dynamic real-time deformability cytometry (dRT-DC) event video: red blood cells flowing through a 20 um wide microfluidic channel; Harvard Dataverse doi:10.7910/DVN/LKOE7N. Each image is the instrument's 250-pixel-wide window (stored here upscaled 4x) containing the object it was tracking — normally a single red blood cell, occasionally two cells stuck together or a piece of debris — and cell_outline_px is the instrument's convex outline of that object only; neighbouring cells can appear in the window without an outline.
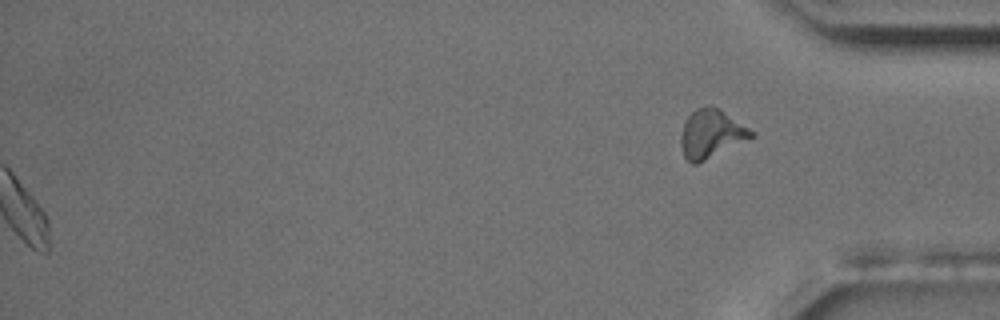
{"species": "common noctule bat (a hibernating species)", "species_latin": "Nyctalus noctula", "temperature_condition": "room temperature", "stored_images_in_passage": 60, "segment_of_instrument_passage": [2, 2], "camera_frame_rate_fps": 3000, "um_per_image_px": 0.085, "animal": {"sex": "male", "body_mass_g": 17.5, "forearm_length_mm": 52.3}, "frame": {"image": 1, "passage_image": 60, "time_ms": 19.667, "image_size_px": [1000, 320], "cell_outline_px": [[756, 136], [696, 164], [692, 164], [684, 156], [680, 144], [680, 136], [684, 124], [688, 116], [696, 108], [720, 108], [756, 132]], "centroid_in_image_um": [60.48, 11.38], "position_along_channel_um": 374.7, "area_um2": 19.71}}